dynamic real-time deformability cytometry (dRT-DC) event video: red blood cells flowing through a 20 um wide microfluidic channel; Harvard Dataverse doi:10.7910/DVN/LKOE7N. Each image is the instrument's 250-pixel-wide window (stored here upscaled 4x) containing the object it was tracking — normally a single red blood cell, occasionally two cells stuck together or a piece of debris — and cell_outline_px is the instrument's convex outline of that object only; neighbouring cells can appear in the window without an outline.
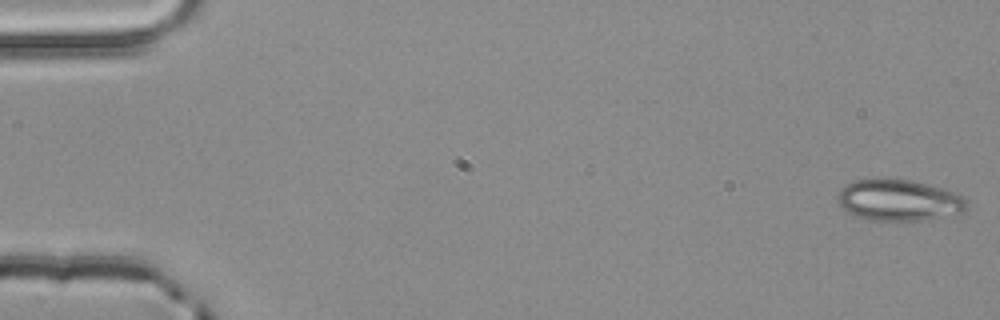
{"species": "common noctule bat (a hibernating species)", "species_latin": "Nyctalus noctula", "temperature_condition": "room temperature", "stored_images_in_passage": 4, "camera_frame_rate_fps": 3000, "um_per_image_px": 0.085, "animal": {"sex": "male", "body_mass_g": 20.4}, "frame": {"image": 1, "passage_image": 1, "time_ms": 0.0, "image_size_px": [1000, 320], "cell_outline_px": [[968, 208], [964, 212], [924, 220], [864, 220], [848, 212], [836, 200], [836, 196], [844, 184], [856, 180], [912, 180], [944, 188], [956, 192], [968, 200]], "centroid_in_image_um": [76.43, 17.03], "position_along_channel_um": 8.6, "area_um2": 31.1}}